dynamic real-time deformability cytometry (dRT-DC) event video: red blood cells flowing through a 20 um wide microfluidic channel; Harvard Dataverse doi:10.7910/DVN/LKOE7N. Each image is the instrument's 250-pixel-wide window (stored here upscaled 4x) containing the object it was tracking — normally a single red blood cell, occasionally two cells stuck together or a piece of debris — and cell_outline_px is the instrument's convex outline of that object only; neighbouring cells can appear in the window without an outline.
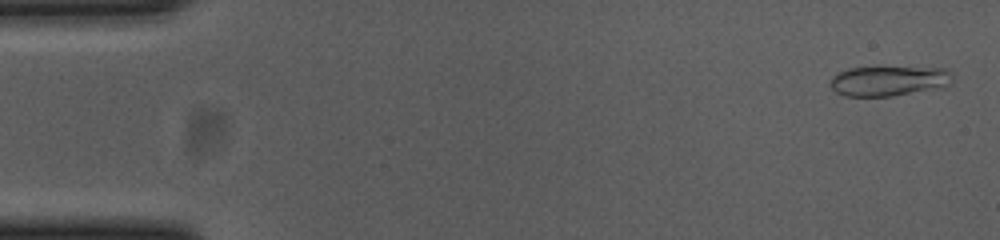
{"species": "common noctule bat (a hibernating species)", "species_latin": "Nyctalus noctula", "temperature_condition": "cold", "stored_images_in_passage": 50, "camera_frame_rate_fps": 3000, "um_per_image_px": 0.085, "animal": {"sex": "female", "body_mass_g": 23.0, "forearm_length_mm": 53.4}, "frame": {"image": 1, "passage_image": 2, "time_ms": 0.333, "image_size_px": [1000, 240], "cell_outline_px": [[952, 76], [948, 84], [940, 88], [892, 96], [844, 96], [836, 92], [828, 84], [832, 76], [848, 68], [948, 68], [952, 72]], "centroid_in_image_um": [75.52, 6.89], "position_along_channel_um": 9.5, "area_um2": 21.21}}
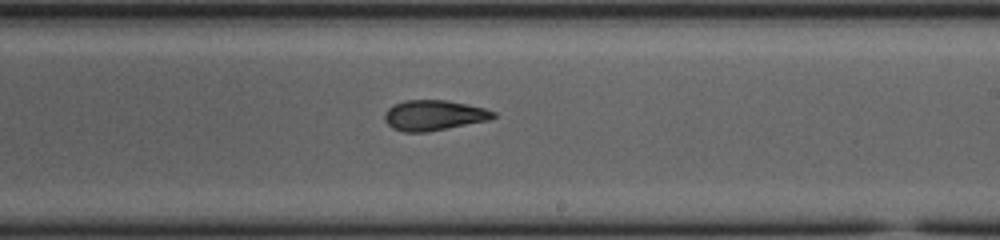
{"frame": {"image": 2, "passage_image": 32, "time_ms": 10.333, "image_size_px": [1000, 240], "cell_outline_px": [[496, 116], [488, 120], [428, 132], [404, 132], [392, 128], [384, 120], [384, 112], [392, 104], [404, 100], [448, 100], [484, 108], [496, 112]], "centroid_in_image_um": [36.84, 9.79], "position_along_channel_um": 252.2, "area_um2": 19.31}}
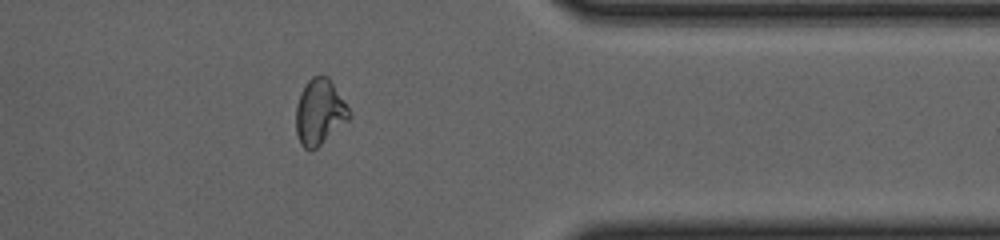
{"frame": {"image": 3, "passage_image": 44, "time_ms": 14.333, "image_size_px": [1000, 240], "cell_outline_px": [[352, 116], [348, 120], [312, 152], [304, 148], [300, 144], [296, 132], [296, 104], [300, 92], [308, 80], [312, 76], [328, 76], [352, 112]], "centroid_in_image_um": [27.16, 9.53], "position_along_channel_um": 384.2, "area_um2": 20.52}, "authors_computed_cell_mechanics": {"area_um2": 19.9699, "velocity_mm_per_s": 3.6896, "shape_relaxation_time_tau1_ms": null, "shape_relaxation_time_tau2_ms": 2.2267, "deformation_change_tau1": null, "deformation_change_tau2": 0.073}}